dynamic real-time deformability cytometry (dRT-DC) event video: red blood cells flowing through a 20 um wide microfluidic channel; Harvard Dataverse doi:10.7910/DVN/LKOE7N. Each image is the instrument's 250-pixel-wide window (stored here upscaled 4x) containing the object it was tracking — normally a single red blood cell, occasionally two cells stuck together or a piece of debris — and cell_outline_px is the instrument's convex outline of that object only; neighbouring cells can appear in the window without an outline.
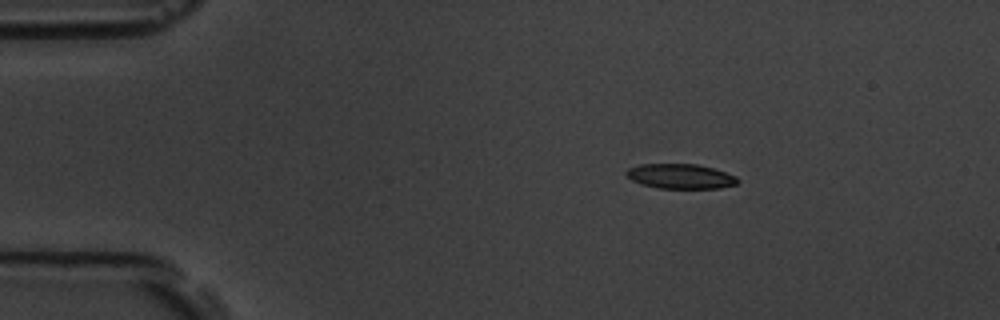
{"species": "common noctule bat (a hibernating species)", "species_latin": "Nyctalus noctula", "temperature_condition": "room temperature", "stored_images_in_passage": 4, "camera_frame_rate_fps": 3000, "um_per_image_px": 0.085, "animal": {"sex": "male", "body_mass_g": 19.5, "forearm_length_mm": 54.6}, "frame": {"image": 1, "passage_image": 2, "time_ms": 1.0, "image_size_px": [1000, 320], "cell_outline_px": [[740, 180], [736, 184], [720, 188], [656, 188], [640, 184], [632, 180], [624, 172], [628, 168], [640, 164], [696, 164], [712, 168], [736, 176]], "centroid_in_image_um": [57.81, 14.99], "position_along_channel_um": 27.2, "area_um2": 16.07}}